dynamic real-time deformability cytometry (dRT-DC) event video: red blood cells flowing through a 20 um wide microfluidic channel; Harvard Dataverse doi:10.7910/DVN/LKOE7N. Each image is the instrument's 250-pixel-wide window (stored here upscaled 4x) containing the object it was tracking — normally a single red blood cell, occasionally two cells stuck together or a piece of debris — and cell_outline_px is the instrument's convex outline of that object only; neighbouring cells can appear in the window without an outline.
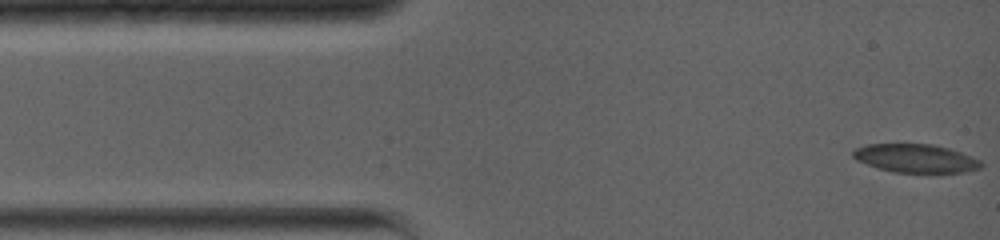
{"species": "common noctule bat (a hibernating species)", "species_latin": "Nyctalus noctula", "temperature_condition": "warm", "stored_images_in_passage": 26, "camera_frame_rate_fps": 5000, "um_per_image_px": 0.085, "animal": {"sex": "female", "body_mass_g": 19.0, "forearm_length_mm": 56.7}, "frame": {"image": 1, "passage_image": 1, "time_ms": 0.0, "image_size_px": [1000, 240], "cell_outline_px": [[984, 164], [980, 168], [964, 172], [892, 172], [876, 168], [856, 160], [852, 156], [852, 152], [856, 148], [868, 144], [932, 144], [948, 148], [972, 156], [980, 160]], "centroid_in_image_um": [77.81, 13.46], "position_along_channel_um": 7.2, "area_um2": 21.21}}
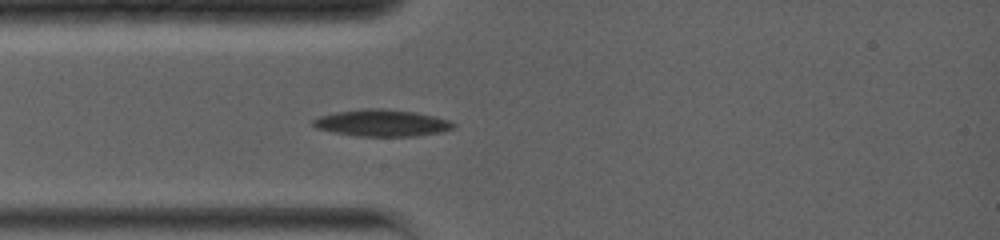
{"frame": {"image": 2, "passage_image": 18, "time_ms": 3.2, "image_size_px": [1000, 240], "cell_outline_px": [[456, 124], [452, 128], [444, 132], [416, 136], [356, 136], [332, 132], [316, 128], [312, 124], [312, 120], [320, 116], [336, 112], [360, 108], [384, 108], [416, 112], [448, 120]], "centroid_in_image_um": [32.44, 10.45], "position_along_channel_um": 52.6, "area_um2": 22.02}}
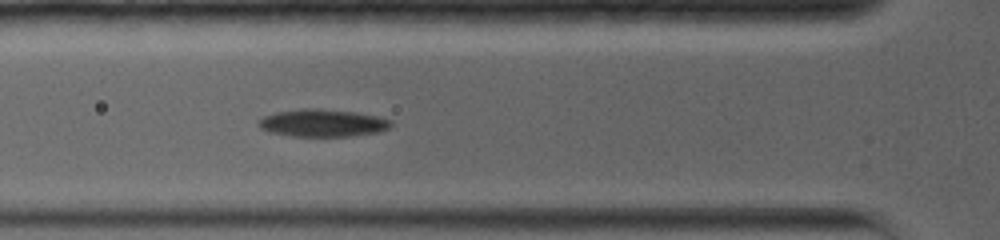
{"frame": {"image": 3, "passage_image": 25, "time_ms": 4.4, "image_size_px": [1000, 240], "cell_outline_px": [[392, 124], [388, 128], [380, 132], [348, 136], [292, 136], [268, 132], [260, 128], [256, 124], [264, 116], [276, 112], [300, 108], [320, 108], [356, 112], [376, 116], [392, 120]], "centroid_in_image_um": [27.4, 10.45], "position_along_channel_um": 98.4, "area_um2": 21.33}}